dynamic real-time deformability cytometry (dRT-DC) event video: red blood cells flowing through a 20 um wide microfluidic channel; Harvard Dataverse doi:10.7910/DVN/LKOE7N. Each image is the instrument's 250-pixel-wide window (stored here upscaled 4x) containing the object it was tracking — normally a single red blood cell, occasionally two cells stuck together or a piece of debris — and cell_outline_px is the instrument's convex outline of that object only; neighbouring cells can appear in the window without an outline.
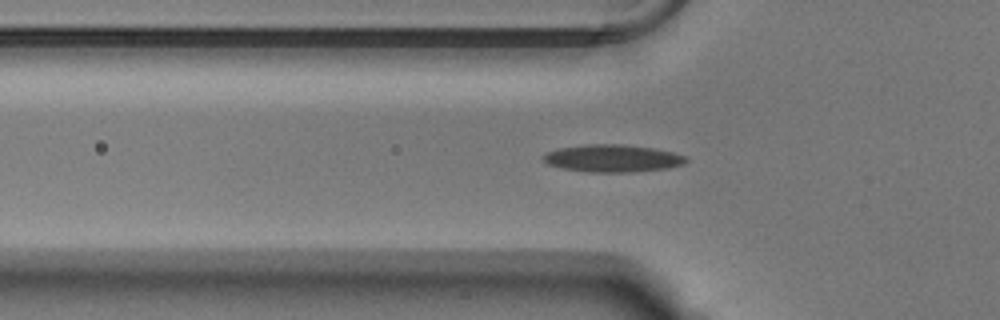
{"species": "Egyptian fruit bat (a non-hibernating species)", "species_latin": "Rousettus aegyptiacus", "temperature_condition": "warm", "stored_images_in_passage": 38, "camera_frame_rate_fps": 3000, "um_per_image_px": 0.085, "animal": {"sex": "male"}, "frame": {"image": 1, "passage_image": 3, "time_ms": 0.667, "image_size_px": [1000, 320], "cell_outline_px": [[688, 160], [684, 164], [668, 168], [632, 172], [588, 172], [564, 168], [548, 164], [540, 156], [544, 152], [560, 148], [588, 144], [620, 144], [652, 148], [672, 152], [688, 156]], "centroid_in_image_um": [52.07, 13.46], "position_along_channel_um": 73.7, "area_um2": 22.83}}
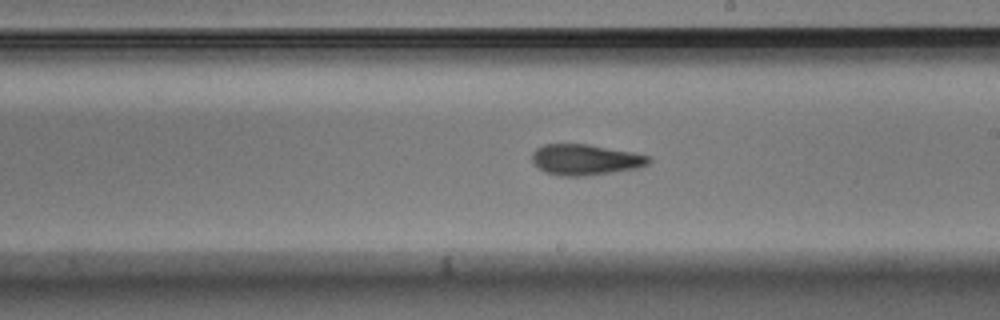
{"frame": {"image": 2, "passage_image": 16, "time_ms": 5.0, "image_size_px": [1000, 320], "cell_outline_px": [[652, 160], [648, 164], [640, 168], [584, 176], [560, 176], [544, 172], [532, 164], [532, 152], [536, 148], [544, 144], [588, 144], [636, 152], [652, 156]], "centroid_in_image_um": [49.78, 13.57], "position_along_channel_um": 239.2, "area_um2": 21.39}}
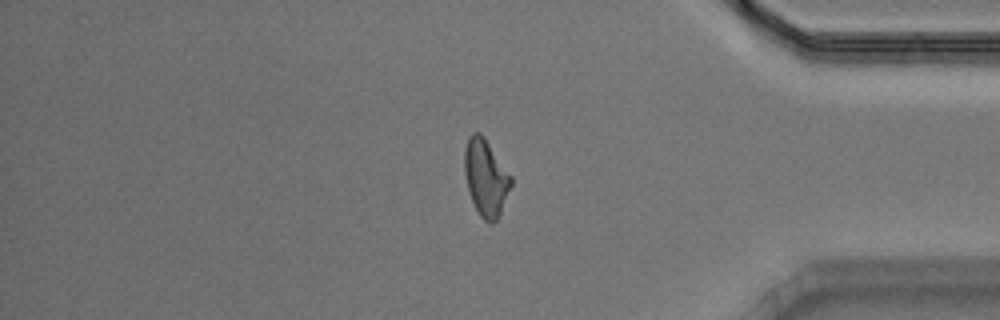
{"frame": {"image": 3, "passage_image": 30, "time_ms": 9.667, "image_size_px": [1000, 320], "cell_outline_px": [[512, 184], [500, 216], [492, 224], [488, 224], [480, 216], [472, 200], [468, 188], [464, 172], [464, 148], [468, 136], [472, 132], [480, 132], [484, 136], [512, 176]], "centroid_in_image_um": [41.3, 15.09], "position_along_channel_um": 393.9, "area_um2": 21.04}, "authors_computed_cell_mechanics": {"area_um2": 20.6057, "velocity_mm_per_s": 3.7999, "shape_relaxation_time_tau1_ms": null, "shape_relaxation_time_tau2_ms": 4.503, "deformation_change_tau1": null, "deformation_change_tau2": 0.1419}}